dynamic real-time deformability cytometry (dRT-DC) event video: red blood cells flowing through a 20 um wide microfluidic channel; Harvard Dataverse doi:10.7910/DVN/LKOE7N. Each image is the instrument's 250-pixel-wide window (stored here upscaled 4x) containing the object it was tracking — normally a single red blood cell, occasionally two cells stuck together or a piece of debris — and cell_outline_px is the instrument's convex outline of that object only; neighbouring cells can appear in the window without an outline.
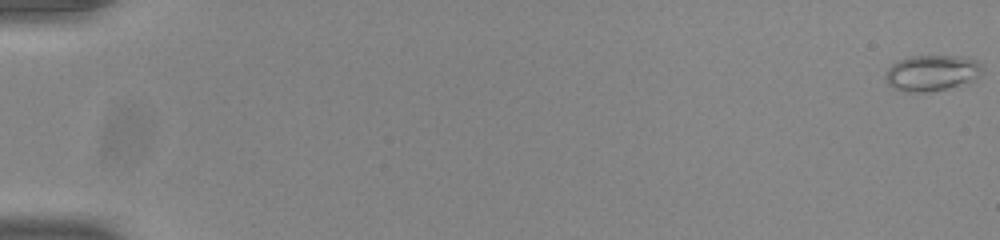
{"species": "common noctule bat (a hibernating species)", "species_latin": "Nyctalus noctula", "temperature_condition": "room temperature", "stored_images_in_passage": 17, "camera_frame_rate_fps": 3000, "um_per_image_px": 0.085, "animal": {"sex": "male", "body_mass_g": 20.0, "forearm_length_mm": 53.3}, "frame": {"image": 1, "passage_image": 1, "time_ms": 0.0, "image_size_px": [1000, 240], "cell_outline_px": [[980, 76], [972, 80], [944, 88], [928, 92], [904, 92], [888, 84], [884, 76], [888, 68], [892, 64], [900, 60], [912, 56], [964, 56], [976, 60], [980, 64]], "centroid_in_image_um": [79.16, 6.19], "position_along_channel_um": 5.8, "area_um2": 19.88}}